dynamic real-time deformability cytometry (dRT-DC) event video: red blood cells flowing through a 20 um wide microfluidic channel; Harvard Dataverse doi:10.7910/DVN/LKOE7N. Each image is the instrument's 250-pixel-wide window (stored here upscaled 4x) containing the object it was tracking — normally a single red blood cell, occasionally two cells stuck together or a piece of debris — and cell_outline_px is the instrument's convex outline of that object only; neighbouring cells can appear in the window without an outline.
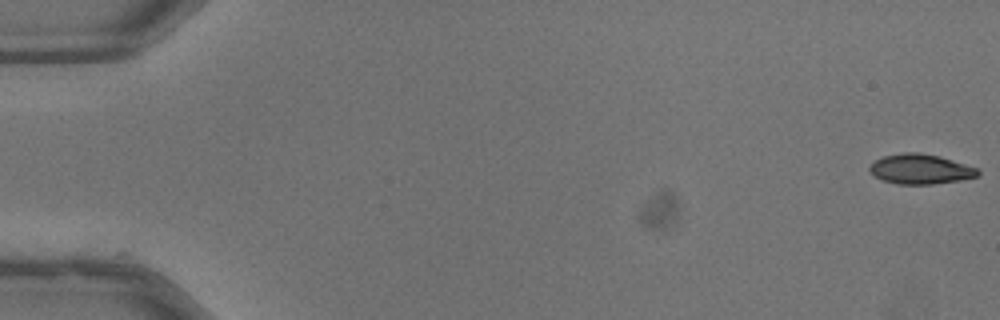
{"species": "common noctule bat (a hibernating species)", "species_latin": "Nyctalus noctula", "temperature_condition": "warm", "stored_images_in_passage": 48, "camera_frame_rate_fps": 3000, "um_per_image_px": 0.085, "animal": {"sex": "male", "body_mass_g": 13.3}, "frame": {"image": 1, "passage_image": 1, "time_ms": 0.0, "image_size_px": [1000, 320], "cell_outline_px": [[980, 176], [960, 180], [932, 184], [896, 184], [872, 176], [868, 168], [876, 160], [884, 156], [904, 152], [920, 152], [940, 156], [980, 168]], "centroid_in_image_um": [78.28, 14.37], "position_along_channel_um": 6.7, "area_um2": 19.07}}
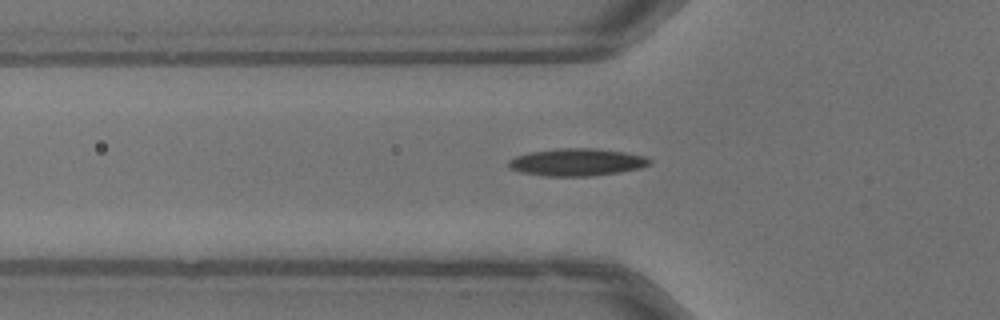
{"frame": {"image": 2, "passage_image": 19, "time_ms": 6.0, "image_size_px": [1000, 320], "cell_outline_px": [[652, 164], [640, 168], [620, 172], [592, 176], [544, 176], [520, 172], [512, 168], [508, 164], [508, 160], [516, 156], [532, 152], [556, 148], [596, 148], [624, 152], [644, 156], [652, 160]], "centroid_in_image_um": [49.07, 13.78], "position_along_channel_um": 76.7, "area_um2": 22.54}}
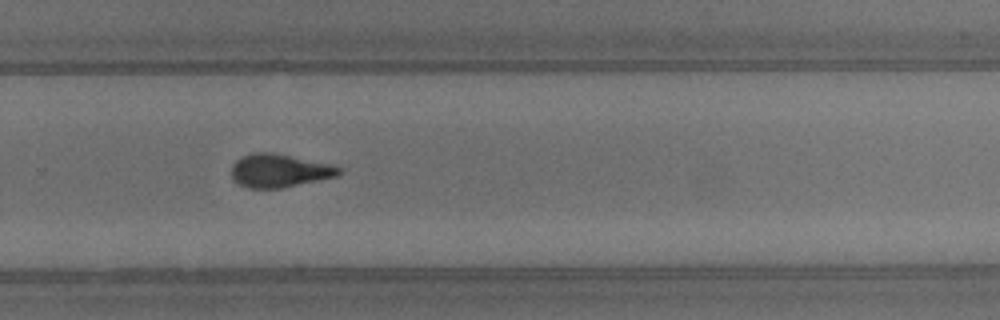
{"frame": {"image": 3, "passage_image": 36, "time_ms": 11.667, "image_size_px": [1000, 320], "cell_outline_px": [[344, 172], [336, 176], [280, 188], [248, 188], [240, 184], [232, 176], [232, 164], [240, 156], [252, 152], [272, 152], [328, 164], [344, 168]], "centroid_in_image_um": [23.73, 14.49], "position_along_channel_um": 306.1, "area_um2": 20.63}}